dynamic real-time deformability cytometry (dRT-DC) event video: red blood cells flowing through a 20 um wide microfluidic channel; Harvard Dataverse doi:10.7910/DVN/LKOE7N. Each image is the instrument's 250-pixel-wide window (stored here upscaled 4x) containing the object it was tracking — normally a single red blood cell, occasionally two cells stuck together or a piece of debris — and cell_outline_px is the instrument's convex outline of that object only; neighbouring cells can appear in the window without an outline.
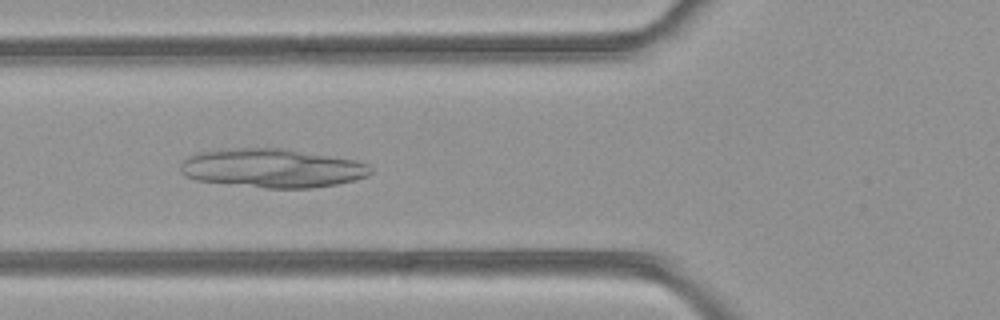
{"species": "common noctule bat (a hibernating species)", "species_latin": "Nyctalus noctula", "temperature_condition": "room temperature", "stored_images_in_passage": 49, "camera_frame_rate_fps": 3000, "um_per_image_px": 0.085, "animal": {"sex": "female", "body_mass_g": 21.9}, "frame": {"image": 1, "passage_image": 18, "time_ms": 5.667, "image_size_px": [1000, 320], "cell_outline_px": [[372, 172], [368, 176], [356, 180], [336, 184], [312, 188], [264, 188], [196, 180], [184, 176], [180, 172], [180, 164], [188, 156], [200, 152], [232, 148], [280, 148], [356, 160], [368, 164], [372, 168]], "centroid_in_image_um": [23.14, 14.3], "position_along_channel_um": 102.7, "area_um2": 43.06}}
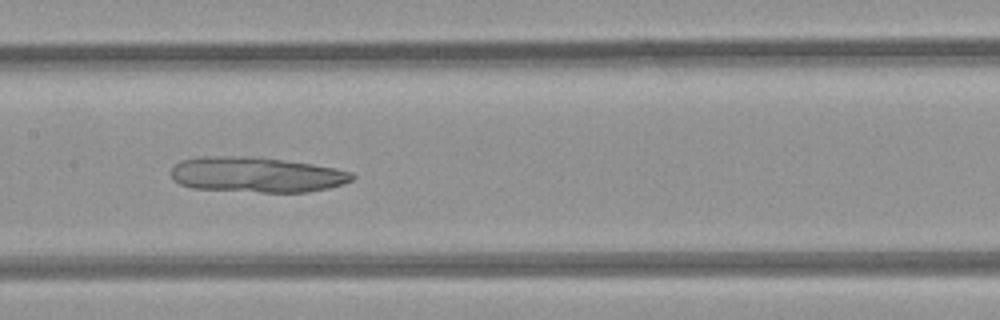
{"frame": {"image": 2, "passage_image": 24, "time_ms": 7.667, "image_size_px": [1000, 320], "cell_outline_px": [[356, 176], [352, 180], [344, 184], [328, 188], [308, 192], [260, 192], [192, 188], [180, 184], [172, 180], [172, 168], [180, 160], [196, 156], [248, 156], [312, 164], [336, 168], [352, 172]], "centroid_in_image_um": [21.79, 14.85], "position_along_channel_um": 185.6, "area_um2": 37.4}}
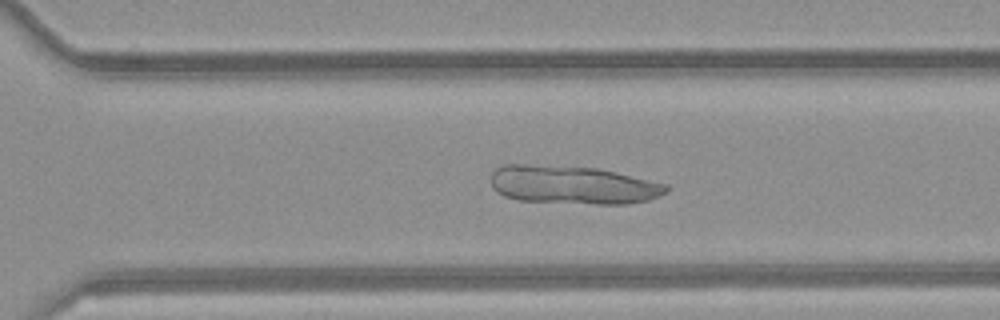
{"frame": {"image": 3, "passage_image": 34, "time_ms": 11.0, "image_size_px": [1000, 320], "cell_outline_px": [[668, 188], [664, 192], [648, 200], [628, 204], [596, 204], [520, 200], [504, 196], [496, 192], [492, 188], [492, 172], [496, 168], [504, 164], [528, 164], [596, 168], [616, 172], [668, 184]], "centroid_in_image_um": [48.66, 15.71], "position_along_channel_um": 321.9, "area_um2": 39.07}}